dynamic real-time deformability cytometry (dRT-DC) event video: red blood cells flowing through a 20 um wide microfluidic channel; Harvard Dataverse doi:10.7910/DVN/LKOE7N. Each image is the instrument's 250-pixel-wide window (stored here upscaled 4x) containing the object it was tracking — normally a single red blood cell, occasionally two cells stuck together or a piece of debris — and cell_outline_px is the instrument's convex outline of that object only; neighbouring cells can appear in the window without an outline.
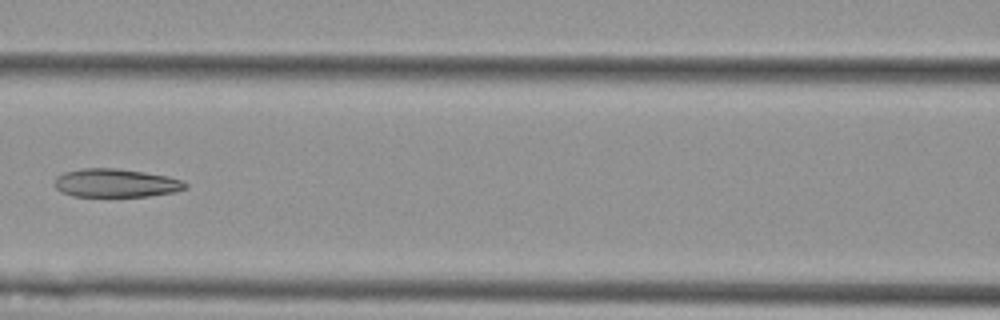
{"species": "Egyptian fruit bat (a non-hibernating species)", "species_latin": "Rousettus aegyptiacus", "temperature_condition": "cold", "stored_images_in_passage": 7, "camera_frame_rate_fps": 3000, "um_per_image_px": 0.085, "animal": {"sex": "female"}, "frame": {"image": 1, "passage_image": 6, "time_ms": 6.0, "image_size_px": [1000, 320], "cell_outline_px": [[188, 188], [176, 192], [148, 196], [72, 196], [60, 192], [56, 188], [56, 176], [64, 172], [84, 168], [116, 168], [144, 172], [168, 176], [180, 180], [188, 184]], "centroid_in_image_um": [9.86, 15.56], "position_along_channel_um": 156.7, "area_um2": 21.68}}
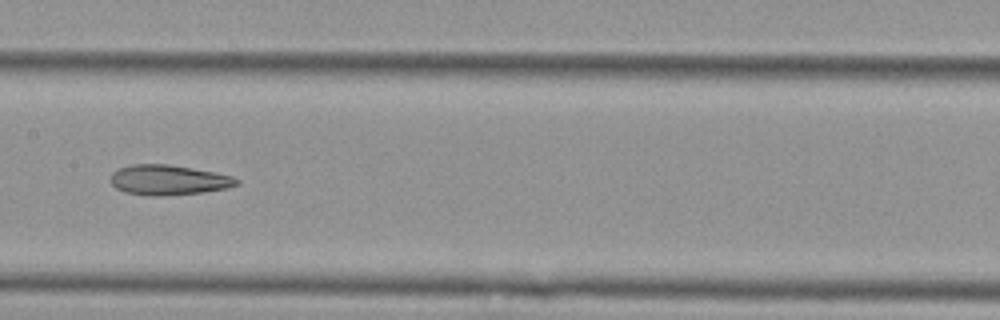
{"frame": {"image": 2, "passage_image": 7, "time_ms": 7.0, "image_size_px": [1000, 320], "cell_outline_px": [[240, 180], [236, 184], [228, 188], [204, 192], [164, 196], [152, 196], [124, 192], [116, 188], [112, 184], [112, 172], [120, 168], [132, 164], [168, 164], [216, 172], [232, 176]], "centroid_in_image_um": [14.33, 15.3], "position_along_channel_um": 193.1, "area_um2": 22.08}}